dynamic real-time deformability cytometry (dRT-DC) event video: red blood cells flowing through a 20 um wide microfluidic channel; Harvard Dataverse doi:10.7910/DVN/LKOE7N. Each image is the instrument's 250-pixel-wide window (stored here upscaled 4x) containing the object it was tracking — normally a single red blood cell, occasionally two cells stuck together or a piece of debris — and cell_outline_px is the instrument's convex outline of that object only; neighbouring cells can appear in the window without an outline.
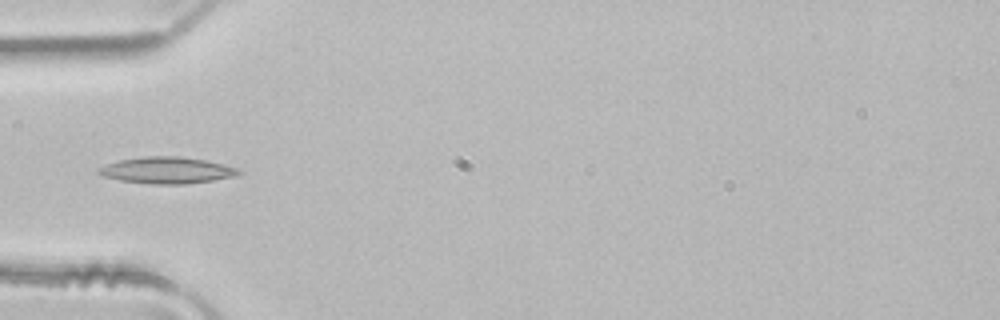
{"species": "common noctule bat (a hibernating species)", "species_latin": "Nyctalus noctula", "temperature_condition": "room temperature", "stored_images_in_passage": 4, "camera_frame_rate_fps": 3000, "um_per_image_px": 0.085, "animal": {"sex": "male", "body_mass_g": 21.5, "forearm_length_mm": 52.0}, "frame": {"image": 1, "passage_image": 4, "time_ms": 1.0, "image_size_px": [1000, 320], "cell_outline_px": [[244, 172], [236, 176], [188, 184], [152, 184], [120, 180], [104, 176], [96, 172], [96, 168], [120, 160], [144, 156], [180, 156], [204, 160], [236, 168]], "centroid_in_image_um": [14.17, 14.47], "position_along_channel_um": 70.8, "area_um2": 21.5}}